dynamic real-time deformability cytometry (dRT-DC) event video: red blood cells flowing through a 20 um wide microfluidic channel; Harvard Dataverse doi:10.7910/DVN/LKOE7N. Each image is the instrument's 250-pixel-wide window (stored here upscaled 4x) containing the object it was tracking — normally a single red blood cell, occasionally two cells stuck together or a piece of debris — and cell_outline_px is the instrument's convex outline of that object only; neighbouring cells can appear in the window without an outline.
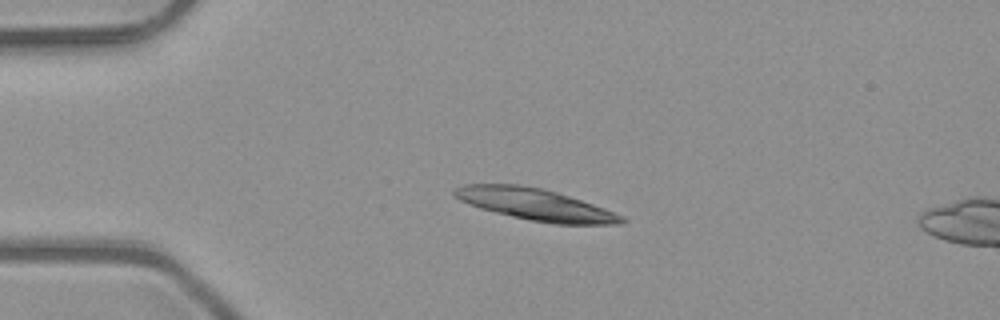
{"species": "common noctule bat (a hibernating species)", "species_latin": "Nyctalus noctula", "temperature_condition": "room temperature", "stored_images_in_passage": 6, "camera_frame_rate_fps": 3000, "um_per_image_px": 0.085, "animal": {"sex": "male", "body_mass_g": 23.1, "forearm_length_mm": 52.7}, "frame": {"image": 1, "passage_image": 4, "time_ms": 1.0, "image_size_px": [1000, 320], "cell_outline_px": [[628, 220], [624, 224], [552, 224], [512, 216], [480, 208], [468, 204], [452, 196], [452, 192], [456, 188], [464, 184], [520, 184], [544, 188], [604, 208], [624, 216]], "centroid_in_image_um": [45.5, 17.37], "position_along_channel_um": 39.5, "area_um2": 30.81}}